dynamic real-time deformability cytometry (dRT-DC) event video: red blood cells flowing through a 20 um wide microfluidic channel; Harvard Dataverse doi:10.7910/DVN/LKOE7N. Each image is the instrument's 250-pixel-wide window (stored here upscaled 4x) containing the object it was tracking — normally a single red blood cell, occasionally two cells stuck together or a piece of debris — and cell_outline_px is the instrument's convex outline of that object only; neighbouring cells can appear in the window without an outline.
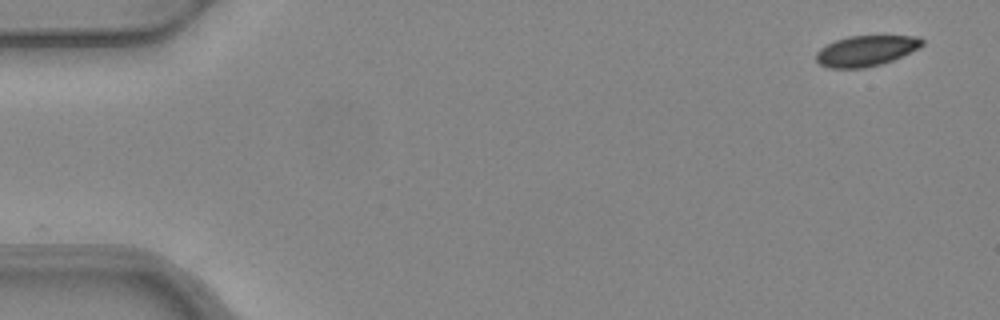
{"species": "common noctule bat (a hibernating species)", "species_latin": "Nyctalus noctula", "temperature_condition": "warm", "stored_images_in_passage": 2, "camera_frame_rate_fps": 3000, "um_per_image_px": 0.085, "animal": {"sex": "female", "body_mass_g": 24.6, "forearm_length_mm": 56.2}, "frame": {"image": 1, "passage_image": 2, "time_ms": 0.333, "image_size_px": [1000, 320], "cell_outline_px": [[924, 44], [892, 60], [880, 64], [864, 68], [828, 68], [820, 64], [816, 60], [816, 52], [820, 48], [836, 40], [848, 36], [916, 36], [924, 40]], "centroid_in_image_um": [73.56, 4.32], "position_along_channel_um": 11.4, "area_um2": 18.61}}